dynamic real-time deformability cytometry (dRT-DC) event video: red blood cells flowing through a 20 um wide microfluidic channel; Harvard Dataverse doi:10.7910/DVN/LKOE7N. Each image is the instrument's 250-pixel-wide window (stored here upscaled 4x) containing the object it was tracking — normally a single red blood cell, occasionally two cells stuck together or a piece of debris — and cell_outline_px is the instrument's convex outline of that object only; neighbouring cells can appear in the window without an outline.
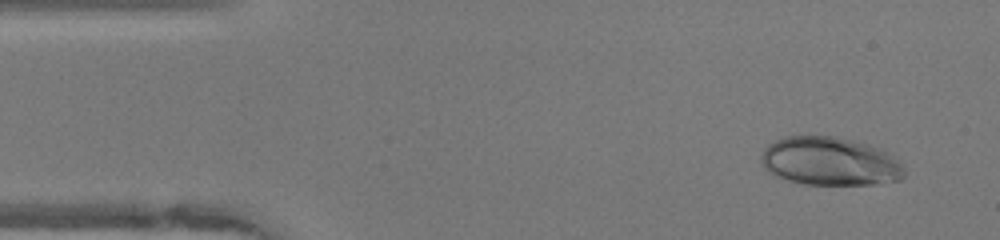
{"species": "human", "species_latin": "Homo sapiens", "temperature_condition": "warm", "stored_images_in_passage": 47, "camera_frame_rate_fps": 3000, "um_per_image_px": 0.085, "donor": {"sex": "female"}, "frame": {"image": 1, "passage_image": 3, "time_ms": 0.667, "image_size_px": [1000, 240], "cell_outline_px": [[904, 176], [900, 180], [872, 184], [804, 184], [772, 176], [760, 164], [760, 156], [764, 148], [768, 144], [784, 136], [836, 136], [868, 144], [900, 160], [904, 168]], "centroid_in_image_um": [70.48, 13.71], "position_along_channel_um": 14.5, "area_um2": 40.58}}
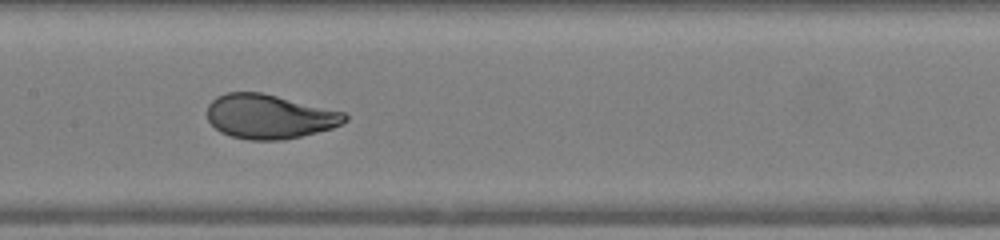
{"frame": {"image": 2, "passage_image": 22, "time_ms": 7.0, "image_size_px": [1000, 240], "cell_outline_px": [[348, 120], [332, 128], [300, 136], [280, 140], [248, 140], [232, 136], [220, 132], [208, 120], [208, 104], [216, 96], [228, 92], [260, 92], [344, 112], [348, 116]], "centroid_in_image_um": [22.88, 9.9], "position_along_channel_um": 184.5, "area_um2": 35.26}}
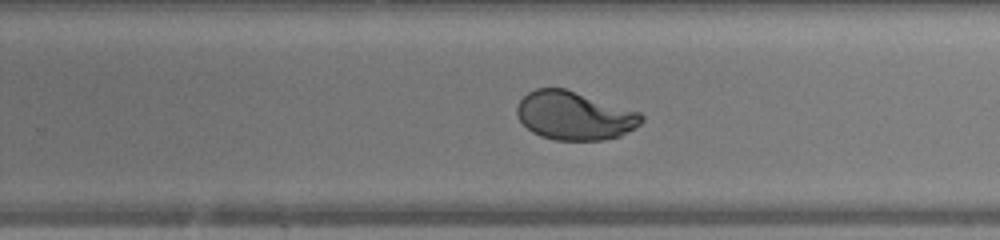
{"frame": {"image": 3, "passage_image": 29, "time_ms": 9.333, "image_size_px": [1000, 240], "cell_outline_px": [[644, 120], [640, 124], [620, 136], [604, 140], [556, 140], [540, 136], [532, 132], [520, 120], [516, 112], [516, 108], [520, 100], [528, 92], [536, 88], [564, 88], [640, 112], [644, 116]], "centroid_in_image_um": [48.82, 9.83], "position_along_channel_um": 281.0, "area_um2": 35.03}, "authors_computed_cell_mechanics": {"area_um2": 38.4948, "velocity_mm_per_s": 4.1491, "shape_relaxation_time_tau1_ms": 4.7313, "shape_relaxation_time_tau2_ms": null, "deformation_change_tau1": 0.2091, "deformation_change_tau2": null}}